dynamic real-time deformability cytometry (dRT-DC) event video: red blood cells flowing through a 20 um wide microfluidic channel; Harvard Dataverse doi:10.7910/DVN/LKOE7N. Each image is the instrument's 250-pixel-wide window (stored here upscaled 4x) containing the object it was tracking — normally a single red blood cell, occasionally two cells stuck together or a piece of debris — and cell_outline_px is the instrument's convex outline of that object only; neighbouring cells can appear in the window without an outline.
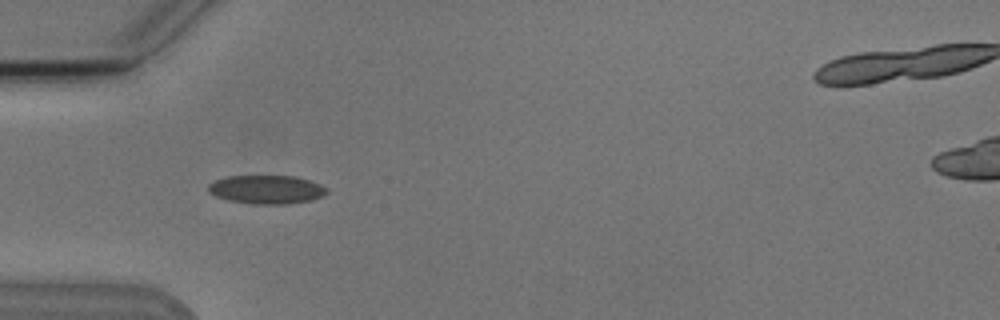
{"species": "Egyptian fruit bat (a non-hibernating species)", "species_latin": "Rousettus aegyptiacus", "temperature_condition": "cold", "stored_images_in_passage": 7, "camera_frame_rate_fps": 3000, "um_per_image_px": 0.085, "animal": {"sex": "male"}, "frame": {"image": 1, "passage_image": 4, "time_ms": 4.333, "image_size_px": [1000, 320], "cell_outline_px": [[328, 192], [324, 196], [312, 200], [288, 204], [252, 204], [228, 200], [216, 196], [208, 192], [208, 184], [216, 180], [228, 176], [296, 176], [320, 184], [328, 188]], "centroid_in_image_um": [22.68, 16.11], "position_along_channel_um": 62.3, "area_um2": 19.88}}
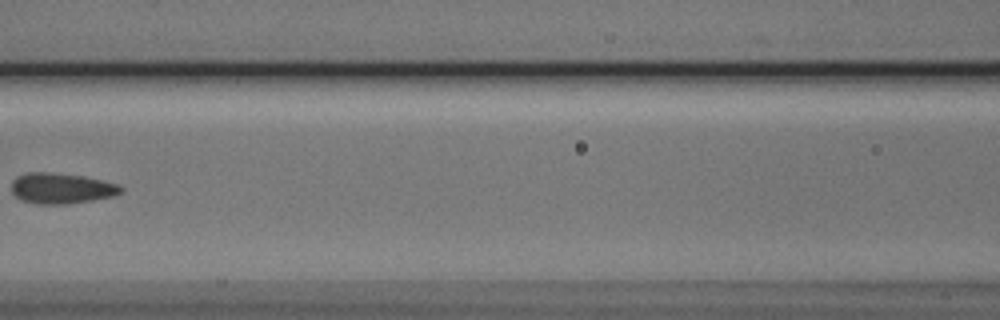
{"frame": {"image": 2, "passage_image": 6, "time_ms": 7.0, "image_size_px": [1000, 320], "cell_outline_px": [[124, 188], [120, 192], [112, 196], [92, 200], [68, 204], [36, 204], [20, 200], [12, 192], [12, 180], [16, 176], [24, 172], [48, 172], [80, 176], [100, 180], [116, 184]], "centroid_in_image_um": [5.14, 16.01], "position_along_channel_um": 161.5, "area_um2": 19.42}}
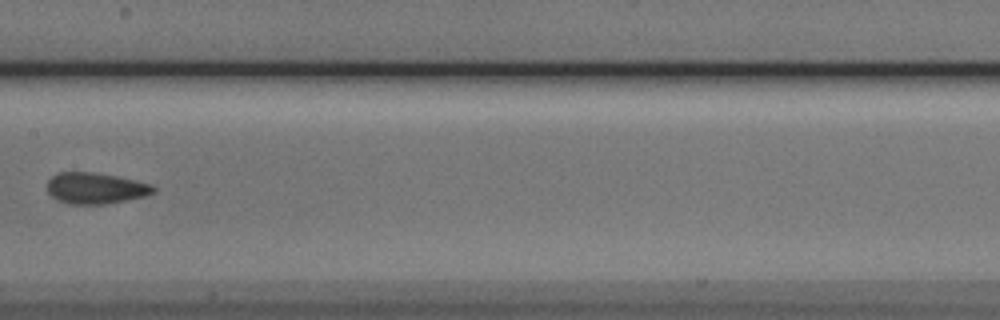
{"frame": {"image": 3, "passage_image": 7, "time_ms": 8.0, "image_size_px": [1000, 320], "cell_outline_px": [[156, 192], [144, 196], [128, 200], [104, 204], [68, 204], [56, 200], [48, 192], [48, 180], [56, 172], [92, 172], [116, 176], [136, 180], [152, 184], [156, 188]], "centroid_in_image_um": [8.13, 16.0], "position_along_channel_um": 199.3, "area_um2": 19.42}}